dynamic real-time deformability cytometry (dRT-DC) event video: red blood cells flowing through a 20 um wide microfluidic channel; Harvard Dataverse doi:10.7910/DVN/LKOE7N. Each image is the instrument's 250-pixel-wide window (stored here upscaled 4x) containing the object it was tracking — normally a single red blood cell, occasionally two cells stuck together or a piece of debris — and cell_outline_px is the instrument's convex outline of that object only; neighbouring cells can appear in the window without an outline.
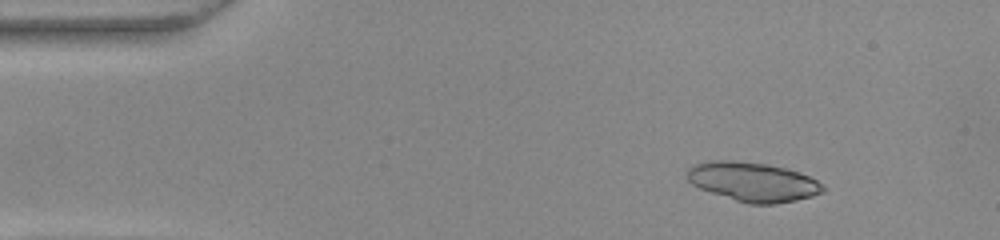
{"species": "common noctule bat (a hibernating species)", "species_latin": "Nyctalus noctula", "temperature_condition": "warm", "stored_images_in_passage": 47, "camera_frame_rate_fps": 3000, "um_per_image_px": 0.085, "animal": {"sex": "female", "body_mass_g": 22.0, "forearm_length_mm": 56.7}, "frame": {"image": 1, "passage_image": 1, "time_ms": 0.0, "image_size_px": [1000, 240], "cell_outline_px": [[824, 192], [812, 196], [796, 200], [776, 204], [748, 204], [700, 188], [692, 184], [684, 176], [684, 172], [688, 168], [696, 164], [712, 160], [732, 160], [768, 164], [788, 168], [800, 172], [816, 180], [824, 188]], "centroid_in_image_um": [63.98, 15.44], "position_along_channel_um": 21.0, "area_um2": 31.1}}